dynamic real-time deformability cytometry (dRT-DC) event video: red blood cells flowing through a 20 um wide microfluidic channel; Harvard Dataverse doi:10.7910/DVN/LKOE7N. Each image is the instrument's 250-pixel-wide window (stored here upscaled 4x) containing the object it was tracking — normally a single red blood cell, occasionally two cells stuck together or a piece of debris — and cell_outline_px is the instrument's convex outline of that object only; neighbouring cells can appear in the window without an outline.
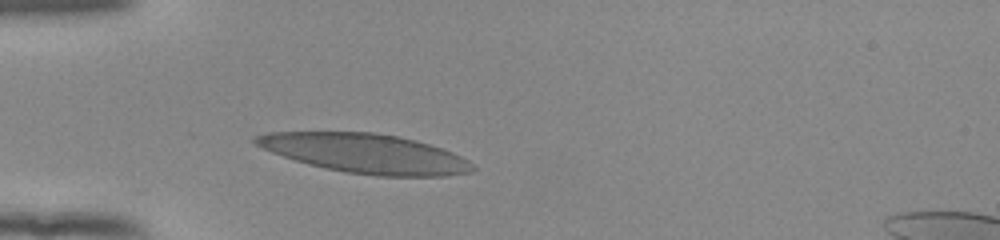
{"species": "human", "species_latin": "Homo sapiens", "temperature_condition": "room temperature", "stored_images_in_passage": 30, "camera_frame_rate_fps": 3000, "um_per_image_px": 0.085, "donor": {"sex": "female"}, "frame": {"image": 1, "passage_image": 1, "time_ms": 0.0, "image_size_px": [1000, 240], "cell_outline_px": [[476, 168], [472, 172], [444, 176], [376, 176], [344, 172], [308, 164], [272, 152], [256, 144], [252, 140], [252, 136], [268, 132], [372, 132], [396, 136], [416, 140], [452, 152], [468, 160]], "centroid_in_image_um": [31.05, 13.04], "position_along_channel_um": 53.9, "area_um2": 49.48}}
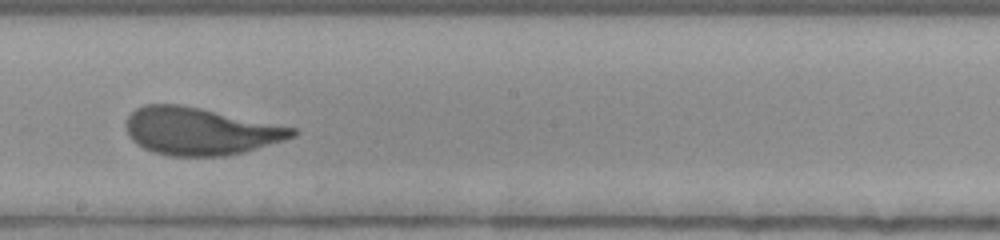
{"frame": {"image": 2, "passage_image": 16, "time_ms": 5.0, "image_size_px": [1000, 240], "cell_outline_px": [[296, 136], [284, 140], [244, 152], [224, 156], [172, 156], [152, 152], [136, 144], [128, 136], [124, 128], [124, 124], [128, 116], [136, 108], [144, 104], [180, 104], [200, 108], [296, 128]], "centroid_in_image_um": [16.96, 11.15], "position_along_channel_um": 231.2, "area_um2": 46.01}}
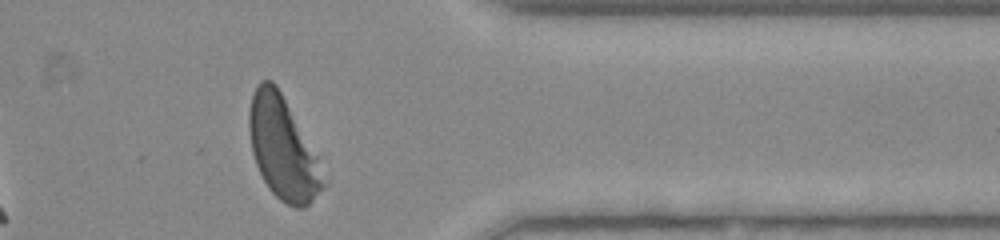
{"frame": {"image": 3, "passage_image": 29, "time_ms": 9.333, "image_size_px": [1000, 240], "cell_outline_px": [[324, 188], [304, 208], [296, 208], [280, 200], [268, 188], [256, 164], [252, 152], [248, 128], [248, 112], [252, 96], [260, 80], [272, 80], [276, 84], [316, 156], [324, 184]], "centroid_in_image_um": [23.98, 12.6], "position_along_channel_um": 387.4, "area_um2": 43.0}, "authors_computed_cell_mechanics": {"area_um2": 46.2978, "velocity_mm_per_s": 3.8383, "shape_relaxation_time_tau1_ms": 4.6856, "shape_relaxation_time_tau2_ms": 0.7823, "deformation_change_tau1": 0.2067, "deformation_change_tau2": 0.0854}}